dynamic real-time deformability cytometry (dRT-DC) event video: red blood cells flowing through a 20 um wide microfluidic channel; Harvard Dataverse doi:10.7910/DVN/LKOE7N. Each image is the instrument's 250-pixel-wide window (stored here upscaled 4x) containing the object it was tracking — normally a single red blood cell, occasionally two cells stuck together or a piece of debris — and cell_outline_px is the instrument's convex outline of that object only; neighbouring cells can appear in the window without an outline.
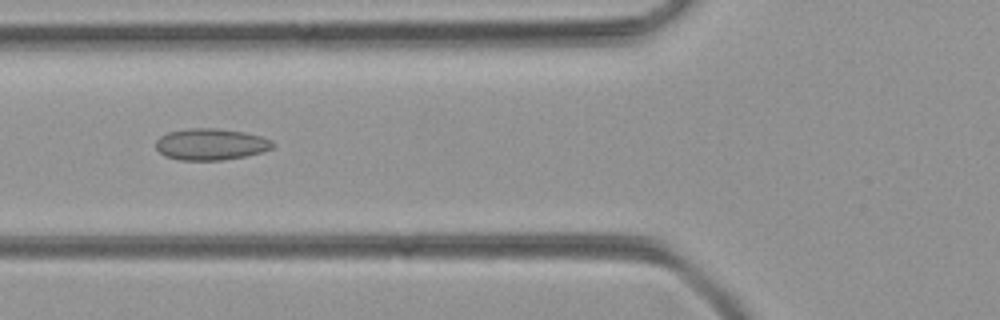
{"species": "common noctule bat (a hibernating species)", "species_latin": "Nyctalus noctula", "temperature_condition": "room temperature", "stored_images_in_passage": 5, "camera_frame_rate_fps": 3000, "um_per_image_px": 0.085, "animal": {"sex": "female", "body_mass_g": 21.9}, "frame": {"image": 1, "passage_image": 5, "time_ms": 1.333, "image_size_px": [1000, 320], "cell_outline_px": [[276, 144], [272, 148], [260, 152], [244, 156], [220, 160], [180, 160], [164, 156], [156, 148], [156, 140], [160, 136], [168, 132], [188, 128], [216, 128], [244, 132], [260, 136], [272, 140]], "centroid_in_image_um": [17.9, 12.26], "position_along_channel_um": 107.9, "area_um2": 21.44}}